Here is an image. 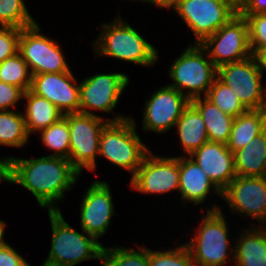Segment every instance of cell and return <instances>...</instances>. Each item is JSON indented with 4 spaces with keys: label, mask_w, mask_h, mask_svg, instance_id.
Segmentation results:
<instances>
[{
    "label": "cell",
    "mask_w": 266,
    "mask_h": 266,
    "mask_svg": "<svg viewBox=\"0 0 266 266\" xmlns=\"http://www.w3.org/2000/svg\"><path fill=\"white\" fill-rule=\"evenodd\" d=\"M189 157L202 168L221 192L237 176L234 154L225 144L208 141Z\"/></svg>",
    "instance_id": "ac0fdd59"
},
{
    "label": "cell",
    "mask_w": 266,
    "mask_h": 266,
    "mask_svg": "<svg viewBox=\"0 0 266 266\" xmlns=\"http://www.w3.org/2000/svg\"><path fill=\"white\" fill-rule=\"evenodd\" d=\"M12 174V156L3 157L0 159V181L11 184Z\"/></svg>",
    "instance_id": "74e56055"
},
{
    "label": "cell",
    "mask_w": 266,
    "mask_h": 266,
    "mask_svg": "<svg viewBox=\"0 0 266 266\" xmlns=\"http://www.w3.org/2000/svg\"><path fill=\"white\" fill-rule=\"evenodd\" d=\"M23 95L20 87L0 81V111L14 110L23 100Z\"/></svg>",
    "instance_id": "e575fe53"
},
{
    "label": "cell",
    "mask_w": 266,
    "mask_h": 266,
    "mask_svg": "<svg viewBox=\"0 0 266 266\" xmlns=\"http://www.w3.org/2000/svg\"><path fill=\"white\" fill-rule=\"evenodd\" d=\"M23 99L26 101V105L23 107L25 111L22 113L29 135L46 129L63 117L55 105L30 90L24 92Z\"/></svg>",
    "instance_id": "7402d4cb"
},
{
    "label": "cell",
    "mask_w": 266,
    "mask_h": 266,
    "mask_svg": "<svg viewBox=\"0 0 266 266\" xmlns=\"http://www.w3.org/2000/svg\"><path fill=\"white\" fill-rule=\"evenodd\" d=\"M124 1V0H123ZM125 1H127V0H125ZM129 1H133V2H135V1H141V3H149L150 5L152 4V5H154V6H156V0H129Z\"/></svg>",
    "instance_id": "b9f144b4"
},
{
    "label": "cell",
    "mask_w": 266,
    "mask_h": 266,
    "mask_svg": "<svg viewBox=\"0 0 266 266\" xmlns=\"http://www.w3.org/2000/svg\"><path fill=\"white\" fill-rule=\"evenodd\" d=\"M171 0H156V7L158 6L159 9H165V6L170 2Z\"/></svg>",
    "instance_id": "60d3db41"
},
{
    "label": "cell",
    "mask_w": 266,
    "mask_h": 266,
    "mask_svg": "<svg viewBox=\"0 0 266 266\" xmlns=\"http://www.w3.org/2000/svg\"><path fill=\"white\" fill-rule=\"evenodd\" d=\"M63 117L68 122L70 132V156L72 166L82 174V171L96 170V157L99 154V140L101 132L109 122H118L129 118L123 114L114 117L89 115L84 113H70Z\"/></svg>",
    "instance_id": "52a82bcc"
},
{
    "label": "cell",
    "mask_w": 266,
    "mask_h": 266,
    "mask_svg": "<svg viewBox=\"0 0 266 266\" xmlns=\"http://www.w3.org/2000/svg\"><path fill=\"white\" fill-rule=\"evenodd\" d=\"M0 266H31L9 243L0 246Z\"/></svg>",
    "instance_id": "d590c367"
},
{
    "label": "cell",
    "mask_w": 266,
    "mask_h": 266,
    "mask_svg": "<svg viewBox=\"0 0 266 266\" xmlns=\"http://www.w3.org/2000/svg\"><path fill=\"white\" fill-rule=\"evenodd\" d=\"M52 237L49 254L41 266H75L86 260L102 262L104 245L83 229L78 232L61 211H48Z\"/></svg>",
    "instance_id": "277c9868"
},
{
    "label": "cell",
    "mask_w": 266,
    "mask_h": 266,
    "mask_svg": "<svg viewBox=\"0 0 266 266\" xmlns=\"http://www.w3.org/2000/svg\"><path fill=\"white\" fill-rule=\"evenodd\" d=\"M262 227L266 228V220L264 221V224L262 225Z\"/></svg>",
    "instance_id": "7bdbcfd3"
},
{
    "label": "cell",
    "mask_w": 266,
    "mask_h": 266,
    "mask_svg": "<svg viewBox=\"0 0 266 266\" xmlns=\"http://www.w3.org/2000/svg\"><path fill=\"white\" fill-rule=\"evenodd\" d=\"M120 14L109 23H102L100 33L93 41L96 57H110L140 66H153L159 52ZM125 20V21H124Z\"/></svg>",
    "instance_id": "7a4b0ae2"
},
{
    "label": "cell",
    "mask_w": 266,
    "mask_h": 266,
    "mask_svg": "<svg viewBox=\"0 0 266 266\" xmlns=\"http://www.w3.org/2000/svg\"><path fill=\"white\" fill-rule=\"evenodd\" d=\"M265 129L266 110H248L234 118L227 143L228 149L234 153L244 148Z\"/></svg>",
    "instance_id": "603a6c76"
},
{
    "label": "cell",
    "mask_w": 266,
    "mask_h": 266,
    "mask_svg": "<svg viewBox=\"0 0 266 266\" xmlns=\"http://www.w3.org/2000/svg\"><path fill=\"white\" fill-rule=\"evenodd\" d=\"M30 135L21 111H0V146L24 148Z\"/></svg>",
    "instance_id": "484cf974"
},
{
    "label": "cell",
    "mask_w": 266,
    "mask_h": 266,
    "mask_svg": "<svg viewBox=\"0 0 266 266\" xmlns=\"http://www.w3.org/2000/svg\"><path fill=\"white\" fill-rule=\"evenodd\" d=\"M221 199L232 214L258 220L262 226L266 220V176H236L222 191Z\"/></svg>",
    "instance_id": "5bb4252c"
},
{
    "label": "cell",
    "mask_w": 266,
    "mask_h": 266,
    "mask_svg": "<svg viewBox=\"0 0 266 266\" xmlns=\"http://www.w3.org/2000/svg\"><path fill=\"white\" fill-rule=\"evenodd\" d=\"M137 126L131 116L122 121L109 122L101 132L99 140L98 156L127 170L132 176L151 151L137 133Z\"/></svg>",
    "instance_id": "5b68a950"
},
{
    "label": "cell",
    "mask_w": 266,
    "mask_h": 266,
    "mask_svg": "<svg viewBox=\"0 0 266 266\" xmlns=\"http://www.w3.org/2000/svg\"><path fill=\"white\" fill-rule=\"evenodd\" d=\"M137 249L104 246L101 266H149V248L136 245Z\"/></svg>",
    "instance_id": "83f0119b"
},
{
    "label": "cell",
    "mask_w": 266,
    "mask_h": 266,
    "mask_svg": "<svg viewBox=\"0 0 266 266\" xmlns=\"http://www.w3.org/2000/svg\"><path fill=\"white\" fill-rule=\"evenodd\" d=\"M125 73L110 72L87 76L80 81V113L96 115L95 110L110 114L117 107L119 98L129 86Z\"/></svg>",
    "instance_id": "8fae6325"
},
{
    "label": "cell",
    "mask_w": 266,
    "mask_h": 266,
    "mask_svg": "<svg viewBox=\"0 0 266 266\" xmlns=\"http://www.w3.org/2000/svg\"><path fill=\"white\" fill-rule=\"evenodd\" d=\"M204 214L198 228L195 226V235L185 241L195 266H226L228 261L234 265V246L231 247L226 215L216 203L206 207Z\"/></svg>",
    "instance_id": "3957f363"
},
{
    "label": "cell",
    "mask_w": 266,
    "mask_h": 266,
    "mask_svg": "<svg viewBox=\"0 0 266 266\" xmlns=\"http://www.w3.org/2000/svg\"><path fill=\"white\" fill-rule=\"evenodd\" d=\"M176 134L185 156L209 141L206 125L198 109L190 102L176 122Z\"/></svg>",
    "instance_id": "44dd1931"
},
{
    "label": "cell",
    "mask_w": 266,
    "mask_h": 266,
    "mask_svg": "<svg viewBox=\"0 0 266 266\" xmlns=\"http://www.w3.org/2000/svg\"><path fill=\"white\" fill-rule=\"evenodd\" d=\"M80 175L67 158L12 157L11 184L30 191L39 207L48 211H61L58 202L64 200L65 194L76 185Z\"/></svg>",
    "instance_id": "6da1fadb"
},
{
    "label": "cell",
    "mask_w": 266,
    "mask_h": 266,
    "mask_svg": "<svg viewBox=\"0 0 266 266\" xmlns=\"http://www.w3.org/2000/svg\"><path fill=\"white\" fill-rule=\"evenodd\" d=\"M83 195L79 210L81 229L99 241L108 232L116 212L110 185L93 180Z\"/></svg>",
    "instance_id": "2e32d148"
},
{
    "label": "cell",
    "mask_w": 266,
    "mask_h": 266,
    "mask_svg": "<svg viewBox=\"0 0 266 266\" xmlns=\"http://www.w3.org/2000/svg\"><path fill=\"white\" fill-rule=\"evenodd\" d=\"M31 80L28 64L18 52L0 63V81L20 87L26 92L30 89Z\"/></svg>",
    "instance_id": "f546056e"
},
{
    "label": "cell",
    "mask_w": 266,
    "mask_h": 266,
    "mask_svg": "<svg viewBox=\"0 0 266 266\" xmlns=\"http://www.w3.org/2000/svg\"><path fill=\"white\" fill-rule=\"evenodd\" d=\"M20 29L0 26V63L18 52Z\"/></svg>",
    "instance_id": "836d02e7"
},
{
    "label": "cell",
    "mask_w": 266,
    "mask_h": 266,
    "mask_svg": "<svg viewBox=\"0 0 266 266\" xmlns=\"http://www.w3.org/2000/svg\"><path fill=\"white\" fill-rule=\"evenodd\" d=\"M248 23L249 46L251 54L266 46V13L241 15Z\"/></svg>",
    "instance_id": "d6a6232c"
},
{
    "label": "cell",
    "mask_w": 266,
    "mask_h": 266,
    "mask_svg": "<svg viewBox=\"0 0 266 266\" xmlns=\"http://www.w3.org/2000/svg\"><path fill=\"white\" fill-rule=\"evenodd\" d=\"M175 58L167 71L175 88L190 101L207 95L217 77V67L200 44H191Z\"/></svg>",
    "instance_id": "8992f818"
},
{
    "label": "cell",
    "mask_w": 266,
    "mask_h": 266,
    "mask_svg": "<svg viewBox=\"0 0 266 266\" xmlns=\"http://www.w3.org/2000/svg\"><path fill=\"white\" fill-rule=\"evenodd\" d=\"M191 103L203 117L209 141L227 145L234 118L222 112L205 96L194 98Z\"/></svg>",
    "instance_id": "d4e9b609"
},
{
    "label": "cell",
    "mask_w": 266,
    "mask_h": 266,
    "mask_svg": "<svg viewBox=\"0 0 266 266\" xmlns=\"http://www.w3.org/2000/svg\"><path fill=\"white\" fill-rule=\"evenodd\" d=\"M41 143L49 150L53 151L50 155L53 157H62L69 159L70 156V132L68 122L61 117L46 129L38 132Z\"/></svg>",
    "instance_id": "4316f807"
},
{
    "label": "cell",
    "mask_w": 266,
    "mask_h": 266,
    "mask_svg": "<svg viewBox=\"0 0 266 266\" xmlns=\"http://www.w3.org/2000/svg\"><path fill=\"white\" fill-rule=\"evenodd\" d=\"M25 4V0H0V26L22 29L37 23Z\"/></svg>",
    "instance_id": "4dcf8cb0"
},
{
    "label": "cell",
    "mask_w": 266,
    "mask_h": 266,
    "mask_svg": "<svg viewBox=\"0 0 266 266\" xmlns=\"http://www.w3.org/2000/svg\"><path fill=\"white\" fill-rule=\"evenodd\" d=\"M165 9L174 10L201 44L237 15V0H171Z\"/></svg>",
    "instance_id": "ba28073f"
},
{
    "label": "cell",
    "mask_w": 266,
    "mask_h": 266,
    "mask_svg": "<svg viewBox=\"0 0 266 266\" xmlns=\"http://www.w3.org/2000/svg\"><path fill=\"white\" fill-rule=\"evenodd\" d=\"M266 13V0H237L238 15Z\"/></svg>",
    "instance_id": "8d00e7d4"
},
{
    "label": "cell",
    "mask_w": 266,
    "mask_h": 266,
    "mask_svg": "<svg viewBox=\"0 0 266 266\" xmlns=\"http://www.w3.org/2000/svg\"><path fill=\"white\" fill-rule=\"evenodd\" d=\"M179 245L162 251L149 248V266H195L187 245Z\"/></svg>",
    "instance_id": "1f68e13d"
},
{
    "label": "cell",
    "mask_w": 266,
    "mask_h": 266,
    "mask_svg": "<svg viewBox=\"0 0 266 266\" xmlns=\"http://www.w3.org/2000/svg\"><path fill=\"white\" fill-rule=\"evenodd\" d=\"M200 45L206 50L217 68L250 57L251 50L246 19L237 14Z\"/></svg>",
    "instance_id": "7c38bea8"
},
{
    "label": "cell",
    "mask_w": 266,
    "mask_h": 266,
    "mask_svg": "<svg viewBox=\"0 0 266 266\" xmlns=\"http://www.w3.org/2000/svg\"><path fill=\"white\" fill-rule=\"evenodd\" d=\"M190 100L168 85L161 86L146 99L142 111V131L165 134L171 130Z\"/></svg>",
    "instance_id": "9a60e30c"
},
{
    "label": "cell",
    "mask_w": 266,
    "mask_h": 266,
    "mask_svg": "<svg viewBox=\"0 0 266 266\" xmlns=\"http://www.w3.org/2000/svg\"><path fill=\"white\" fill-rule=\"evenodd\" d=\"M5 228H6V223L2 219H0V246L7 243L4 241V235H5L4 231L6 230Z\"/></svg>",
    "instance_id": "ab89813d"
},
{
    "label": "cell",
    "mask_w": 266,
    "mask_h": 266,
    "mask_svg": "<svg viewBox=\"0 0 266 266\" xmlns=\"http://www.w3.org/2000/svg\"><path fill=\"white\" fill-rule=\"evenodd\" d=\"M179 190L182 205H202L209 194L222 198V192L210 180L202 168L189 156H179ZM212 190V191H211Z\"/></svg>",
    "instance_id": "d6986e66"
},
{
    "label": "cell",
    "mask_w": 266,
    "mask_h": 266,
    "mask_svg": "<svg viewBox=\"0 0 266 266\" xmlns=\"http://www.w3.org/2000/svg\"><path fill=\"white\" fill-rule=\"evenodd\" d=\"M41 33L40 25L20 29L18 53L28 64L33 75L70 71L62 46Z\"/></svg>",
    "instance_id": "9c48e42d"
},
{
    "label": "cell",
    "mask_w": 266,
    "mask_h": 266,
    "mask_svg": "<svg viewBox=\"0 0 266 266\" xmlns=\"http://www.w3.org/2000/svg\"><path fill=\"white\" fill-rule=\"evenodd\" d=\"M217 77L230 86L248 110L266 107V84L252 56L238 62L227 63L217 68Z\"/></svg>",
    "instance_id": "30bf717a"
},
{
    "label": "cell",
    "mask_w": 266,
    "mask_h": 266,
    "mask_svg": "<svg viewBox=\"0 0 266 266\" xmlns=\"http://www.w3.org/2000/svg\"><path fill=\"white\" fill-rule=\"evenodd\" d=\"M205 97L222 112L233 118L248 111L231 87L223 83L218 77L214 80Z\"/></svg>",
    "instance_id": "f1b7e54d"
},
{
    "label": "cell",
    "mask_w": 266,
    "mask_h": 266,
    "mask_svg": "<svg viewBox=\"0 0 266 266\" xmlns=\"http://www.w3.org/2000/svg\"><path fill=\"white\" fill-rule=\"evenodd\" d=\"M179 155L159 156L150 151L142 164L131 176L132 190L142 194H165L179 190Z\"/></svg>",
    "instance_id": "4fadbf2b"
},
{
    "label": "cell",
    "mask_w": 266,
    "mask_h": 266,
    "mask_svg": "<svg viewBox=\"0 0 266 266\" xmlns=\"http://www.w3.org/2000/svg\"><path fill=\"white\" fill-rule=\"evenodd\" d=\"M251 56L253 57L257 68L261 71L264 75L266 71V46L262 48H257Z\"/></svg>",
    "instance_id": "f35d334b"
},
{
    "label": "cell",
    "mask_w": 266,
    "mask_h": 266,
    "mask_svg": "<svg viewBox=\"0 0 266 266\" xmlns=\"http://www.w3.org/2000/svg\"><path fill=\"white\" fill-rule=\"evenodd\" d=\"M251 225L235 238V266H266V228L255 223Z\"/></svg>",
    "instance_id": "ffe728a7"
},
{
    "label": "cell",
    "mask_w": 266,
    "mask_h": 266,
    "mask_svg": "<svg viewBox=\"0 0 266 266\" xmlns=\"http://www.w3.org/2000/svg\"><path fill=\"white\" fill-rule=\"evenodd\" d=\"M29 90L46 98L63 115L77 113L80 110V83H77L72 70L33 75Z\"/></svg>",
    "instance_id": "e0dca14e"
},
{
    "label": "cell",
    "mask_w": 266,
    "mask_h": 266,
    "mask_svg": "<svg viewBox=\"0 0 266 266\" xmlns=\"http://www.w3.org/2000/svg\"><path fill=\"white\" fill-rule=\"evenodd\" d=\"M233 154L237 176H266V129Z\"/></svg>",
    "instance_id": "cb8c5ba5"
}]
</instances>
